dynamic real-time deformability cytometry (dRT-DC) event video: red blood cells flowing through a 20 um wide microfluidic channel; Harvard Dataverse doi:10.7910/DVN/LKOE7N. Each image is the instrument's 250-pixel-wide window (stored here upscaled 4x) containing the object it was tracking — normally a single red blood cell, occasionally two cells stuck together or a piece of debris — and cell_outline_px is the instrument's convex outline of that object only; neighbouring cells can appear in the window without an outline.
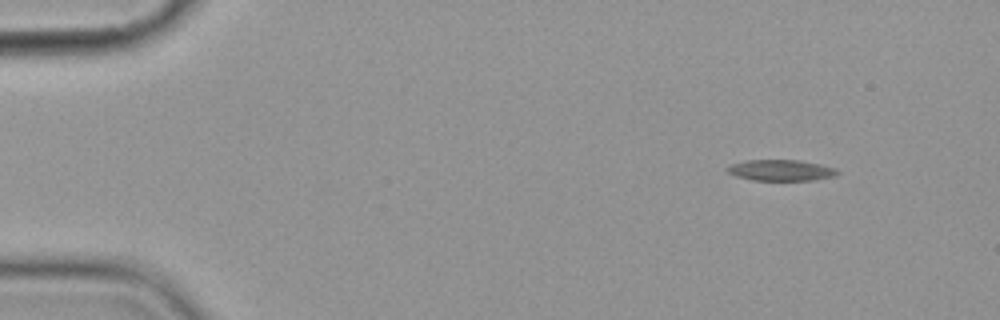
{"species": "common noctule bat (a hibernating species)", "species_latin": "Nyctalus noctula", "temperature_condition": "cold", "stored_images_in_passage": 3, "camera_frame_rate_fps": 3000, "um_per_image_px": 0.085, "animal": {"sex": "female", "body_mass_g": 19.9}, "frame": {"image": 1, "passage_image": 1, "time_ms": 0.0, "image_size_px": [1000, 320], "cell_outline_px": [[840, 172], [836, 176], [812, 180], [752, 180], [736, 176], [728, 172], [724, 168], [732, 164], [748, 160], [800, 160], [820, 164], [836, 168]], "centroid_in_image_um": [66.4, 14.47], "position_along_channel_um": 18.6, "area_um2": 13.53}}